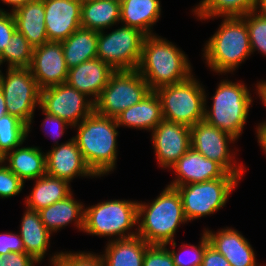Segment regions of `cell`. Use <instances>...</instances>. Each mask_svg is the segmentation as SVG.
<instances>
[{
	"label": "cell",
	"instance_id": "6da1fadb",
	"mask_svg": "<svg viewBox=\"0 0 266 266\" xmlns=\"http://www.w3.org/2000/svg\"><path fill=\"white\" fill-rule=\"evenodd\" d=\"M191 69L187 55L176 45L156 34L146 35L137 71L151 90L188 79Z\"/></svg>",
	"mask_w": 266,
	"mask_h": 266
},
{
	"label": "cell",
	"instance_id": "7a4b0ae2",
	"mask_svg": "<svg viewBox=\"0 0 266 266\" xmlns=\"http://www.w3.org/2000/svg\"><path fill=\"white\" fill-rule=\"evenodd\" d=\"M75 139L83 158L98 177L115 169L119 127L115 118L102 116L95 111L76 126Z\"/></svg>",
	"mask_w": 266,
	"mask_h": 266
},
{
	"label": "cell",
	"instance_id": "3957f363",
	"mask_svg": "<svg viewBox=\"0 0 266 266\" xmlns=\"http://www.w3.org/2000/svg\"><path fill=\"white\" fill-rule=\"evenodd\" d=\"M145 203L138 202L137 236L148 244L165 245L174 241L179 225L188 221L178 190L167 185L156 199Z\"/></svg>",
	"mask_w": 266,
	"mask_h": 266
},
{
	"label": "cell",
	"instance_id": "277c9868",
	"mask_svg": "<svg viewBox=\"0 0 266 266\" xmlns=\"http://www.w3.org/2000/svg\"><path fill=\"white\" fill-rule=\"evenodd\" d=\"M203 49L208 67L215 73L235 71L251 54L249 31L242 16L224 17Z\"/></svg>",
	"mask_w": 266,
	"mask_h": 266
},
{
	"label": "cell",
	"instance_id": "5b68a950",
	"mask_svg": "<svg viewBox=\"0 0 266 266\" xmlns=\"http://www.w3.org/2000/svg\"><path fill=\"white\" fill-rule=\"evenodd\" d=\"M251 97L244 83L223 80L211 98L213 100L211 109L207 110L205 106L204 120L237 140L243 133L253 102Z\"/></svg>",
	"mask_w": 266,
	"mask_h": 266
},
{
	"label": "cell",
	"instance_id": "8992f818",
	"mask_svg": "<svg viewBox=\"0 0 266 266\" xmlns=\"http://www.w3.org/2000/svg\"><path fill=\"white\" fill-rule=\"evenodd\" d=\"M163 119L192 127L203 121L207 104L205 89L191 75L188 79L157 88Z\"/></svg>",
	"mask_w": 266,
	"mask_h": 266
},
{
	"label": "cell",
	"instance_id": "52a82bcc",
	"mask_svg": "<svg viewBox=\"0 0 266 266\" xmlns=\"http://www.w3.org/2000/svg\"><path fill=\"white\" fill-rule=\"evenodd\" d=\"M138 202L131 200H108L84 209L83 232L88 234L114 237L113 240L137 236L131 232L137 226ZM128 230L130 232H128ZM126 233V234H125Z\"/></svg>",
	"mask_w": 266,
	"mask_h": 266
},
{
	"label": "cell",
	"instance_id": "ba28073f",
	"mask_svg": "<svg viewBox=\"0 0 266 266\" xmlns=\"http://www.w3.org/2000/svg\"><path fill=\"white\" fill-rule=\"evenodd\" d=\"M151 91L137 70L115 71L95 101V112L116 118L127 108L139 103Z\"/></svg>",
	"mask_w": 266,
	"mask_h": 266
},
{
	"label": "cell",
	"instance_id": "9c48e42d",
	"mask_svg": "<svg viewBox=\"0 0 266 266\" xmlns=\"http://www.w3.org/2000/svg\"><path fill=\"white\" fill-rule=\"evenodd\" d=\"M146 34L122 25L111 33L98 32L97 58L115 71L137 70Z\"/></svg>",
	"mask_w": 266,
	"mask_h": 266
},
{
	"label": "cell",
	"instance_id": "30bf717a",
	"mask_svg": "<svg viewBox=\"0 0 266 266\" xmlns=\"http://www.w3.org/2000/svg\"><path fill=\"white\" fill-rule=\"evenodd\" d=\"M239 181V178H219L174 188L180 194L186 219L193 221L223 208Z\"/></svg>",
	"mask_w": 266,
	"mask_h": 266
},
{
	"label": "cell",
	"instance_id": "8fae6325",
	"mask_svg": "<svg viewBox=\"0 0 266 266\" xmlns=\"http://www.w3.org/2000/svg\"><path fill=\"white\" fill-rule=\"evenodd\" d=\"M0 88L4 94L7 113L28 125L30 131L34 110L40 106L37 81L29 68H8L6 76L0 72Z\"/></svg>",
	"mask_w": 266,
	"mask_h": 266
},
{
	"label": "cell",
	"instance_id": "7c38bea8",
	"mask_svg": "<svg viewBox=\"0 0 266 266\" xmlns=\"http://www.w3.org/2000/svg\"><path fill=\"white\" fill-rule=\"evenodd\" d=\"M88 98L74 87L62 83L41 90L39 108L61 118L73 128L95 111V102Z\"/></svg>",
	"mask_w": 266,
	"mask_h": 266
},
{
	"label": "cell",
	"instance_id": "4fadbf2b",
	"mask_svg": "<svg viewBox=\"0 0 266 266\" xmlns=\"http://www.w3.org/2000/svg\"><path fill=\"white\" fill-rule=\"evenodd\" d=\"M190 133L193 149L204 157L219 163L228 173L241 178L246 168L242 164H236L233 160L235 159L233 158L234 152H231L228 147L229 142L236 141L234 137L208 124L205 120L190 127Z\"/></svg>",
	"mask_w": 266,
	"mask_h": 266
},
{
	"label": "cell",
	"instance_id": "5bb4252c",
	"mask_svg": "<svg viewBox=\"0 0 266 266\" xmlns=\"http://www.w3.org/2000/svg\"><path fill=\"white\" fill-rule=\"evenodd\" d=\"M158 164L170 168L191 148L190 127L163 119L152 131Z\"/></svg>",
	"mask_w": 266,
	"mask_h": 266
},
{
	"label": "cell",
	"instance_id": "9a60e30c",
	"mask_svg": "<svg viewBox=\"0 0 266 266\" xmlns=\"http://www.w3.org/2000/svg\"><path fill=\"white\" fill-rule=\"evenodd\" d=\"M29 69L41 90L66 83L69 69L61 42L47 41L33 48Z\"/></svg>",
	"mask_w": 266,
	"mask_h": 266
},
{
	"label": "cell",
	"instance_id": "2e32d148",
	"mask_svg": "<svg viewBox=\"0 0 266 266\" xmlns=\"http://www.w3.org/2000/svg\"><path fill=\"white\" fill-rule=\"evenodd\" d=\"M169 169L174 170L177 177L168 185L171 187L219 178H238L236 175L228 173L219 163L204 157L192 147Z\"/></svg>",
	"mask_w": 266,
	"mask_h": 266
},
{
	"label": "cell",
	"instance_id": "e0dca14e",
	"mask_svg": "<svg viewBox=\"0 0 266 266\" xmlns=\"http://www.w3.org/2000/svg\"><path fill=\"white\" fill-rule=\"evenodd\" d=\"M48 41L62 42L81 27V0H43Z\"/></svg>",
	"mask_w": 266,
	"mask_h": 266
},
{
	"label": "cell",
	"instance_id": "ac0fdd59",
	"mask_svg": "<svg viewBox=\"0 0 266 266\" xmlns=\"http://www.w3.org/2000/svg\"><path fill=\"white\" fill-rule=\"evenodd\" d=\"M46 174L64 179L69 183L73 178L97 177L85 162L75 139L55 145L46 153Z\"/></svg>",
	"mask_w": 266,
	"mask_h": 266
},
{
	"label": "cell",
	"instance_id": "d6986e66",
	"mask_svg": "<svg viewBox=\"0 0 266 266\" xmlns=\"http://www.w3.org/2000/svg\"><path fill=\"white\" fill-rule=\"evenodd\" d=\"M204 233L209 245L221 253L231 266H259L251 244L238 230L227 227L214 233L205 228Z\"/></svg>",
	"mask_w": 266,
	"mask_h": 266
},
{
	"label": "cell",
	"instance_id": "ffe728a7",
	"mask_svg": "<svg viewBox=\"0 0 266 266\" xmlns=\"http://www.w3.org/2000/svg\"><path fill=\"white\" fill-rule=\"evenodd\" d=\"M114 72L110 65L95 58L70 68L66 83L89 98L92 96L95 102Z\"/></svg>",
	"mask_w": 266,
	"mask_h": 266
},
{
	"label": "cell",
	"instance_id": "44dd1931",
	"mask_svg": "<svg viewBox=\"0 0 266 266\" xmlns=\"http://www.w3.org/2000/svg\"><path fill=\"white\" fill-rule=\"evenodd\" d=\"M115 120L118 126L153 130L163 120L161 101L158 94L152 90L139 103L117 115Z\"/></svg>",
	"mask_w": 266,
	"mask_h": 266
},
{
	"label": "cell",
	"instance_id": "7402d4cb",
	"mask_svg": "<svg viewBox=\"0 0 266 266\" xmlns=\"http://www.w3.org/2000/svg\"><path fill=\"white\" fill-rule=\"evenodd\" d=\"M16 30L35 48L48 41L43 0H31L12 12Z\"/></svg>",
	"mask_w": 266,
	"mask_h": 266
},
{
	"label": "cell",
	"instance_id": "603a6c76",
	"mask_svg": "<svg viewBox=\"0 0 266 266\" xmlns=\"http://www.w3.org/2000/svg\"><path fill=\"white\" fill-rule=\"evenodd\" d=\"M71 193L63 200L40 209L39 215L43 225L52 234L74 221L82 231L84 226V205L74 199Z\"/></svg>",
	"mask_w": 266,
	"mask_h": 266
},
{
	"label": "cell",
	"instance_id": "cb8c5ba5",
	"mask_svg": "<svg viewBox=\"0 0 266 266\" xmlns=\"http://www.w3.org/2000/svg\"><path fill=\"white\" fill-rule=\"evenodd\" d=\"M2 161L24 183L46 174V154L39 147H16Z\"/></svg>",
	"mask_w": 266,
	"mask_h": 266
},
{
	"label": "cell",
	"instance_id": "d4e9b609",
	"mask_svg": "<svg viewBox=\"0 0 266 266\" xmlns=\"http://www.w3.org/2000/svg\"><path fill=\"white\" fill-rule=\"evenodd\" d=\"M161 16L160 0H120V22L137 28L146 35L154 34L151 27Z\"/></svg>",
	"mask_w": 266,
	"mask_h": 266
},
{
	"label": "cell",
	"instance_id": "484cf974",
	"mask_svg": "<svg viewBox=\"0 0 266 266\" xmlns=\"http://www.w3.org/2000/svg\"><path fill=\"white\" fill-rule=\"evenodd\" d=\"M21 221L19 235L25 253L40 263L49 249L51 233L43 225L38 211L26 208Z\"/></svg>",
	"mask_w": 266,
	"mask_h": 266
},
{
	"label": "cell",
	"instance_id": "4316f807",
	"mask_svg": "<svg viewBox=\"0 0 266 266\" xmlns=\"http://www.w3.org/2000/svg\"><path fill=\"white\" fill-rule=\"evenodd\" d=\"M142 237L109 240L101 255L105 266H143L146 248L149 246Z\"/></svg>",
	"mask_w": 266,
	"mask_h": 266
},
{
	"label": "cell",
	"instance_id": "83f0119b",
	"mask_svg": "<svg viewBox=\"0 0 266 266\" xmlns=\"http://www.w3.org/2000/svg\"><path fill=\"white\" fill-rule=\"evenodd\" d=\"M35 185L26 198L27 209L39 211L68 197L72 191L69 182L48 174L34 179Z\"/></svg>",
	"mask_w": 266,
	"mask_h": 266
},
{
	"label": "cell",
	"instance_id": "f1b7e54d",
	"mask_svg": "<svg viewBox=\"0 0 266 266\" xmlns=\"http://www.w3.org/2000/svg\"><path fill=\"white\" fill-rule=\"evenodd\" d=\"M98 32L80 27L61 42L67 68L97 58Z\"/></svg>",
	"mask_w": 266,
	"mask_h": 266
},
{
	"label": "cell",
	"instance_id": "f546056e",
	"mask_svg": "<svg viewBox=\"0 0 266 266\" xmlns=\"http://www.w3.org/2000/svg\"><path fill=\"white\" fill-rule=\"evenodd\" d=\"M120 21V0L82 2L81 27L104 31Z\"/></svg>",
	"mask_w": 266,
	"mask_h": 266
},
{
	"label": "cell",
	"instance_id": "4dcf8cb0",
	"mask_svg": "<svg viewBox=\"0 0 266 266\" xmlns=\"http://www.w3.org/2000/svg\"><path fill=\"white\" fill-rule=\"evenodd\" d=\"M258 0H202L192 11L201 20L243 16L256 10Z\"/></svg>",
	"mask_w": 266,
	"mask_h": 266
},
{
	"label": "cell",
	"instance_id": "1f68e13d",
	"mask_svg": "<svg viewBox=\"0 0 266 266\" xmlns=\"http://www.w3.org/2000/svg\"><path fill=\"white\" fill-rule=\"evenodd\" d=\"M28 125L10 114L0 117V156L20 147L28 136Z\"/></svg>",
	"mask_w": 266,
	"mask_h": 266
},
{
	"label": "cell",
	"instance_id": "d6a6232c",
	"mask_svg": "<svg viewBox=\"0 0 266 266\" xmlns=\"http://www.w3.org/2000/svg\"><path fill=\"white\" fill-rule=\"evenodd\" d=\"M32 56L33 47L23 34L16 30L0 54V61L2 64L8 62V68H29Z\"/></svg>",
	"mask_w": 266,
	"mask_h": 266
},
{
	"label": "cell",
	"instance_id": "836d02e7",
	"mask_svg": "<svg viewBox=\"0 0 266 266\" xmlns=\"http://www.w3.org/2000/svg\"><path fill=\"white\" fill-rule=\"evenodd\" d=\"M199 242L200 243L198 246L191 244H182V249L185 247L187 248L183 249V252L181 250L176 252V241L166 243L165 245L167 246L169 244H172L174 249L170 250V252L173 258V262L176 266H201L205 248L209 245L208 238L206 237L204 231L201 237V241Z\"/></svg>",
	"mask_w": 266,
	"mask_h": 266
},
{
	"label": "cell",
	"instance_id": "e575fe53",
	"mask_svg": "<svg viewBox=\"0 0 266 266\" xmlns=\"http://www.w3.org/2000/svg\"><path fill=\"white\" fill-rule=\"evenodd\" d=\"M242 17L248 27L252 53L258 50L266 56V19L257 10L250 11Z\"/></svg>",
	"mask_w": 266,
	"mask_h": 266
},
{
	"label": "cell",
	"instance_id": "d590c367",
	"mask_svg": "<svg viewBox=\"0 0 266 266\" xmlns=\"http://www.w3.org/2000/svg\"><path fill=\"white\" fill-rule=\"evenodd\" d=\"M55 266H105L101 255L90 252H57L49 259Z\"/></svg>",
	"mask_w": 266,
	"mask_h": 266
},
{
	"label": "cell",
	"instance_id": "8d00e7d4",
	"mask_svg": "<svg viewBox=\"0 0 266 266\" xmlns=\"http://www.w3.org/2000/svg\"><path fill=\"white\" fill-rule=\"evenodd\" d=\"M24 182L0 161V197L9 198L19 194Z\"/></svg>",
	"mask_w": 266,
	"mask_h": 266
},
{
	"label": "cell",
	"instance_id": "74e56055",
	"mask_svg": "<svg viewBox=\"0 0 266 266\" xmlns=\"http://www.w3.org/2000/svg\"><path fill=\"white\" fill-rule=\"evenodd\" d=\"M166 245L150 244L146 248L143 266H176Z\"/></svg>",
	"mask_w": 266,
	"mask_h": 266
},
{
	"label": "cell",
	"instance_id": "f35d334b",
	"mask_svg": "<svg viewBox=\"0 0 266 266\" xmlns=\"http://www.w3.org/2000/svg\"><path fill=\"white\" fill-rule=\"evenodd\" d=\"M16 31V23L12 12L0 8V54L8 45L11 36Z\"/></svg>",
	"mask_w": 266,
	"mask_h": 266
},
{
	"label": "cell",
	"instance_id": "ab89813d",
	"mask_svg": "<svg viewBox=\"0 0 266 266\" xmlns=\"http://www.w3.org/2000/svg\"><path fill=\"white\" fill-rule=\"evenodd\" d=\"M11 252L23 253L25 248L19 234L12 232L0 234V255H8Z\"/></svg>",
	"mask_w": 266,
	"mask_h": 266
},
{
	"label": "cell",
	"instance_id": "60d3db41",
	"mask_svg": "<svg viewBox=\"0 0 266 266\" xmlns=\"http://www.w3.org/2000/svg\"><path fill=\"white\" fill-rule=\"evenodd\" d=\"M42 113L45 114L44 122L42 123L43 127L45 129H46V127H48V129L51 131V133L49 132L50 135H52L53 138H54L53 142H56L55 144L59 145L57 139L60 138L61 136H63L65 129L68 126L71 127V125H69L66 121L62 120L61 118H59V117H57L55 115L48 114L47 112H45L43 110H42ZM55 140H57V141H55Z\"/></svg>",
	"mask_w": 266,
	"mask_h": 266
},
{
	"label": "cell",
	"instance_id": "b9f144b4",
	"mask_svg": "<svg viewBox=\"0 0 266 266\" xmlns=\"http://www.w3.org/2000/svg\"><path fill=\"white\" fill-rule=\"evenodd\" d=\"M35 263L38 262L25 252L0 255V266H35Z\"/></svg>",
	"mask_w": 266,
	"mask_h": 266
},
{
	"label": "cell",
	"instance_id": "7bdbcfd3",
	"mask_svg": "<svg viewBox=\"0 0 266 266\" xmlns=\"http://www.w3.org/2000/svg\"><path fill=\"white\" fill-rule=\"evenodd\" d=\"M201 266H231L227 259L212 246L205 248Z\"/></svg>",
	"mask_w": 266,
	"mask_h": 266
},
{
	"label": "cell",
	"instance_id": "ee69618b",
	"mask_svg": "<svg viewBox=\"0 0 266 266\" xmlns=\"http://www.w3.org/2000/svg\"><path fill=\"white\" fill-rule=\"evenodd\" d=\"M258 143L266 154V121L256 127Z\"/></svg>",
	"mask_w": 266,
	"mask_h": 266
},
{
	"label": "cell",
	"instance_id": "f6af8a7d",
	"mask_svg": "<svg viewBox=\"0 0 266 266\" xmlns=\"http://www.w3.org/2000/svg\"><path fill=\"white\" fill-rule=\"evenodd\" d=\"M256 92L258 93L263 105L266 107V81H260L256 84Z\"/></svg>",
	"mask_w": 266,
	"mask_h": 266
},
{
	"label": "cell",
	"instance_id": "bcb514c9",
	"mask_svg": "<svg viewBox=\"0 0 266 266\" xmlns=\"http://www.w3.org/2000/svg\"><path fill=\"white\" fill-rule=\"evenodd\" d=\"M0 1H2V3H5L9 6L11 5L12 6L11 12H13L31 0H0Z\"/></svg>",
	"mask_w": 266,
	"mask_h": 266
},
{
	"label": "cell",
	"instance_id": "7dc6e473",
	"mask_svg": "<svg viewBox=\"0 0 266 266\" xmlns=\"http://www.w3.org/2000/svg\"><path fill=\"white\" fill-rule=\"evenodd\" d=\"M256 10L261 16H263L266 19V0H258V5Z\"/></svg>",
	"mask_w": 266,
	"mask_h": 266
},
{
	"label": "cell",
	"instance_id": "c3c4849f",
	"mask_svg": "<svg viewBox=\"0 0 266 266\" xmlns=\"http://www.w3.org/2000/svg\"><path fill=\"white\" fill-rule=\"evenodd\" d=\"M5 114H7V108H6L4 94L0 88V117H2Z\"/></svg>",
	"mask_w": 266,
	"mask_h": 266
},
{
	"label": "cell",
	"instance_id": "681fc988",
	"mask_svg": "<svg viewBox=\"0 0 266 266\" xmlns=\"http://www.w3.org/2000/svg\"><path fill=\"white\" fill-rule=\"evenodd\" d=\"M89 1H94V0H81V2H89Z\"/></svg>",
	"mask_w": 266,
	"mask_h": 266
}]
</instances>
